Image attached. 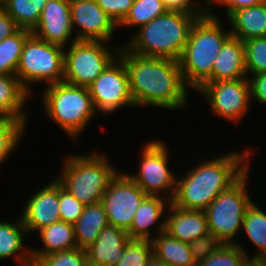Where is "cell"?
<instances>
[{"instance_id": "cell-1", "label": "cell", "mask_w": 266, "mask_h": 266, "mask_svg": "<svg viewBox=\"0 0 266 266\" xmlns=\"http://www.w3.org/2000/svg\"><path fill=\"white\" fill-rule=\"evenodd\" d=\"M118 56L124 61L135 107L155 106L173 111L186 108L189 87L183 80L179 61L133 54L122 45Z\"/></svg>"}, {"instance_id": "cell-2", "label": "cell", "mask_w": 266, "mask_h": 266, "mask_svg": "<svg viewBox=\"0 0 266 266\" xmlns=\"http://www.w3.org/2000/svg\"><path fill=\"white\" fill-rule=\"evenodd\" d=\"M250 155V149L242 153L230 151L196 164L183 177L176 176V191L171 203L182 209L204 211L249 168Z\"/></svg>"}, {"instance_id": "cell-3", "label": "cell", "mask_w": 266, "mask_h": 266, "mask_svg": "<svg viewBox=\"0 0 266 266\" xmlns=\"http://www.w3.org/2000/svg\"><path fill=\"white\" fill-rule=\"evenodd\" d=\"M204 14L167 10L141 26L123 46L131 53L146 57H162L179 61L190 29Z\"/></svg>"}, {"instance_id": "cell-4", "label": "cell", "mask_w": 266, "mask_h": 266, "mask_svg": "<svg viewBox=\"0 0 266 266\" xmlns=\"http://www.w3.org/2000/svg\"><path fill=\"white\" fill-rule=\"evenodd\" d=\"M216 14L206 13L193 23L186 46L179 60L183 80L197 89L212 73L214 61L224 42L231 36Z\"/></svg>"}, {"instance_id": "cell-5", "label": "cell", "mask_w": 266, "mask_h": 266, "mask_svg": "<svg viewBox=\"0 0 266 266\" xmlns=\"http://www.w3.org/2000/svg\"><path fill=\"white\" fill-rule=\"evenodd\" d=\"M56 180L82 204L99 203L111 180L119 172L104 153L68 155Z\"/></svg>"}, {"instance_id": "cell-6", "label": "cell", "mask_w": 266, "mask_h": 266, "mask_svg": "<svg viewBox=\"0 0 266 266\" xmlns=\"http://www.w3.org/2000/svg\"><path fill=\"white\" fill-rule=\"evenodd\" d=\"M42 102L49 117L71 139H78L97 114L86 87L65 82L46 85Z\"/></svg>"}, {"instance_id": "cell-7", "label": "cell", "mask_w": 266, "mask_h": 266, "mask_svg": "<svg viewBox=\"0 0 266 266\" xmlns=\"http://www.w3.org/2000/svg\"><path fill=\"white\" fill-rule=\"evenodd\" d=\"M249 169L250 167L204 210L209 232L222 244L237 243L233 237L242 229L246 211L253 203L246 189Z\"/></svg>"}, {"instance_id": "cell-8", "label": "cell", "mask_w": 266, "mask_h": 266, "mask_svg": "<svg viewBox=\"0 0 266 266\" xmlns=\"http://www.w3.org/2000/svg\"><path fill=\"white\" fill-rule=\"evenodd\" d=\"M64 47L48 43L31 34L25 41L16 76L32 94L30 84L63 82Z\"/></svg>"}, {"instance_id": "cell-9", "label": "cell", "mask_w": 266, "mask_h": 266, "mask_svg": "<svg viewBox=\"0 0 266 266\" xmlns=\"http://www.w3.org/2000/svg\"><path fill=\"white\" fill-rule=\"evenodd\" d=\"M77 40L64 50L63 82L88 88L92 82L119 55L116 50L107 48L108 42ZM116 53V54H115Z\"/></svg>"}, {"instance_id": "cell-10", "label": "cell", "mask_w": 266, "mask_h": 266, "mask_svg": "<svg viewBox=\"0 0 266 266\" xmlns=\"http://www.w3.org/2000/svg\"><path fill=\"white\" fill-rule=\"evenodd\" d=\"M167 144L154 140L143 145L137 174L127 175L149 196H160L172 202L176 191V174L168 167ZM163 191V192H162ZM165 192V193H164Z\"/></svg>"}, {"instance_id": "cell-11", "label": "cell", "mask_w": 266, "mask_h": 266, "mask_svg": "<svg viewBox=\"0 0 266 266\" xmlns=\"http://www.w3.org/2000/svg\"><path fill=\"white\" fill-rule=\"evenodd\" d=\"M210 103L212 114L240 124L250 109L251 86L248 78L203 82L197 89Z\"/></svg>"}, {"instance_id": "cell-12", "label": "cell", "mask_w": 266, "mask_h": 266, "mask_svg": "<svg viewBox=\"0 0 266 266\" xmlns=\"http://www.w3.org/2000/svg\"><path fill=\"white\" fill-rule=\"evenodd\" d=\"M96 112L112 114L128 106L134 108L124 61L117 56L88 87Z\"/></svg>"}, {"instance_id": "cell-13", "label": "cell", "mask_w": 266, "mask_h": 266, "mask_svg": "<svg viewBox=\"0 0 266 266\" xmlns=\"http://www.w3.org/2000/svg\"><path fill=\"white\" fill-rule=\"evenodd\" d=\"M146 196L127 173L118 172L100 201L107 214L109 225L128 231L136 210Z\"/></svg>"}, {"instance_id": "cell-14", "label": "cell", "mask_w": 266, "mask_h": 266, "mask_svg": "<svg viewBox=\"0 0 266 266\" xmlns=\"http://www.w3.org/2000/svg\"><path fill=\"white\" fill-rule=\"evenodd\" d=\"M74 40L109 42L119 28L95 0H69Z\"/></svg>"}, {"instance_id": "cell-15", "label": "cell", "mask_w": 266, "mask_h": 266, "mask_svg": "<svg viewBox=\"0 0 266 266\" xmlns=\"http://www.w3.org/2000/svg\"><path fill=\"white\" fill-rule=\"evenodd\" d=\"M73 31L69 0H48L32 34L66 49V46L70 45L69 42L77 41L72 40Z\"/></svg>"}, {"instance_id": "cell-16", "label": "cell", "mask_w": 266, "mask_h": 266, "mask_svg": "<svg viewBox=\"0 0 266 266\" xmlns=\"http://www.w3.org/2000/svg\"><path fill=\"white\" fill-rule=\"evenodd\" d=\"M22 208L21 219L27 234L61 221L59 212V182L54 178L36 191Z\"/></svg>"}, {"instance_id": "cell-17", "label": "cell", "mask_w": 266, "mask_h": 266, "mask_svg": "<svg viewBox=\"0 0 266 266\" xmlns=\"http://www.w3.org/2000/svg\"><path fill=\"white\" fill-rule=\"evenodd\" d=\"M166 212L165 231L182 242L191 241L209 234L206 214L202 210H187L169 204Z\"/></svg>"}, {"instance_id": "cell-18", "label": "cell", "mask_w": 266, "mask_h": 266, "mask_svg": "<svg viewBox=\"0 0 266 266\" xmlns=\"http://www.w3.org/2000/svg\"><path fill=\"white\" fill-rule=\"evenodd\" d=\"M243 41L230 36L218 53L211 75L204 82L247 78Z\"/></svg>"}, {"instance_id": "cell-19", "label": "cell", "mask_w": 266, "mask_h": 266, "mask_svg": "<svg viewBox=\"0 0 266 266\" xmlns=\"http://www.w3.org/2000/svg\"><path fill=\"white\" fill-rule=\"evenodd\" d=\"M128 238L127 231L107 225L101 230L96 241L85 249L88 263L115 266L125 249Z\"/></svg>"}, {"instance_id": "cell-20", "label": "cell", "mask_w": 266, "mask_h": 266, "mask_svg": "<svg viewBox=\"0 0 266 266\" xmlns=\"http://www.w3.org/2000/svg\"><path fill=\"white\" fill-rule=\"evenodd\" d=\"M170 203L164 197L147 195L136 210L132 225L127 231L128 236L130 238H147L152 240L154 236L151 233V226L153 225H157L155 227L156 229L158 228L156 234L165 231V219L163 218L166 216L165 212L167 211L165 210L168 209L167 207Z\"/></svg>"}, {"instance_id": "cell-21", "label": "cell", "mask_w": 266, "mask_h": 266, "mask_svg": "<svg viewBox=\"0 0 266 266\" xmlns=\"http://www.w3.org/2000/svg\"><path fill=\"white\" fill-rule=\"evenodd\" d=\"M30 95L16 75L0 74V114L3 117L21 121L26 125L29 115L24 107Z\"/></svg>"}, {"instance_id": "cell-22", "label": "cell", "mask_w": 266, "mask_h": 266, "mask_svg": "<svg viewBox=\"0 0 266 266\" xmlns=\"http://www.w3.org/2000/svg\"><path fill=\"white\" fill-rule=\"evenodd\" d=\"M228 18L231 35L241 41L266 36V2L238 9Z\"/></svg>"}, {"instance_id": "cell-23", "label": "cell", "mask_w": 266, "mask_h": 266, "mask_svg": "<svg viewBox=\"0 0 266 266\" xmlns=\"http://www.w3.org/2000/svg\"><path fill=\"white\" fill-rule=\"evenodd\" d=\"M16 220L13 224L0 220V261L12 256L19 266H32L31 250L23 244L26 228L21 216Z\"/></svg>"}, {"instance_id": "cell-24", "label": "cell", "mask_w": 266, "mask_h": 266, "mask_svg": "<svg viewBox=\"0 0 266 266\" xmlns=\"http://www.w3.org/2000/svg\"><path fill=\"white\" fill-rule=\"evenodd\" d=\"M38 234L44 247L30 249L31 257H42L77 248L73 224L59 221L39 230Z\"/></svg>"}, {"instance_id": "cell-25", "label": "cell", "mask_w": 266, "mask_h": 266, "mask_svg": "<svg viewBox=\"0 0 266 266\" xmlns=\"http://www.w3.org/2000/svg\"><path fill=\"white\" fill-rule=\"evenodd\" d=\"M107 225H109L108 217L101 202L86 205L82 215L74 224L77 247L81 249L89 247Z\"/></svg>"}, {"instance_id": "cell-26", "label": "cell", "mask_w": 266, "mask_h": 266, "mask_svg": "<svg viewBox=\"0 0 266 266\" xmlns=\"http://www.w3.org/2000/svg\"><path fill=\"white\" fill-rule=\"evenodd\" d=\"M153 256L168 266H197L191 256L189 243L172 237L166 231L154 235Z\"/></svg>"}, {"instance_id": "cell-27", "label": "cell", "mask_w": 266, "mask_h": 266, "mask_svg": "<svg viewBox=\"0 0 266 266\" xmlns=\"http://www.w3.org/2000/svg\"><path fill=\"white\" fill-rule=\"evenodd\" d=\"M48 0H6L2 8L20 29L33 31Z\"/></svg>"}, {"instance_id": "cell-28", "label": "cell", "mask_w": 266, "mask_h": 266, "mask_svg": "<svg viewBox=\"0 0 266 266\" xmlns=\"http://www.w3.org/2000/svg\"><path fill=\"white\" fill-rule=\"evenodd\" d=\"M242 229L257 247L258 251L252 256L266 258V213L254 202L246 211Z\"/></svg>"}, {"instance_id": "cell-29", "label": "cell", "mask_w": 266, "mask_h": 266, "mask_svg": "<svg viewBox=\"0 0 266 266\" xmlns=\"http://www.w3.org/2000/svg\"><path fill=\"white\" fill-rule=\"evenodd\" d=\"M31 34L30 30L19 29L0 42V74L16 75L24 43Z\"/></svg>"}, {"instance_id": "cell-30", "label": "cell", "mask_w": 266, "mask_h": 266, "mask_svg": "<svg viewBox=\"0 0 266 266\" xmlns=\"http://www.w3.org/2000/svg\"><path fill=\"white\" fill-rule=\"evenodd\" d=\"M166 11L163 0H134L128 15L118 27L140 28Z\"/></svg>"}, {"instance_id": "cell-31", "label": "cell", "mask_w": 266, "mask_h": 266, "mask_svg": "<svg viewBox=\"0 0 266 266\" xmlns=\"http://www.w3.org/2000/svg\"><path fill=\"white\" fill-rule=\"evenodd\" d=\"M25 128L26 125L21 121L9 117L0 119V165L17 149Z\"/></svg>"}, {"instance_id": "cell-32", "label": "cell", "mask_w": 266, "mask_h": 266, "mask_svg": "<svg viewBox=\"0 0 266 266\" xmlns=\"http://www.w3.org/2000/svg\"><path fill=\"white\" fill-rule=\"evenodd\" d=\"M152 256L151 239L129 237L125 249L115 266H147Z\"/></svg>"}, {"instance_id": "cell-33", "label": "cell", "mask_w": 266, "mask_h": 266, "mask_svg": "<svg viewBox=\"0 0 266 266\" xmlns=\"http://www.w3.org/2000/svg\"><path fill=\"white\" fill-rule=\"evenodd\" d=\"M247 75L266 73V36L243 41Z\"/></svg>"}, {"instance_id": "cell-34", "label": "cell", "mask_w": 266, "mask_h": 266, "mask_svg": "<svg viewBox=\"0 0 266 266\" xmlns=\"http://www.w3.org/2000/svg\"><path fill=\"white\" fill-rule=\"evenodd\" d=\"M243 245L222 244L214 253L201 261L197 266H240L241 262L249 256L242 248Z\"/></svg>"}, {"instance_id": "cell-35", "label": "cell", "mask_w": 266, "mask_h": 266, "mask_svg": "<svg viewBox=\"0 0 266 266\" xmlns=\"http://www.w3.org/2000/svg\"><path fill=\"white\" fill-rule=\"evenodd\" d=\"M31 258L32 266H85L88 262L86 250L78 247L68 251Z\"/></svg>"}, {"instance_id": "cell-36", "label": "cell", "mask_w": 266, "mask_h": 266, "mask_svg": "<svg viewBox=\"0 0 266 266\" xmlns=\"http://www.w3.org/2000/svg\"><path fill=\"white\" fill-rule=\"evenodd\" d=\"M85 205L65 190L59 183V212L63 222L75 224L82 215Z\"/></svg>"}, {"instance_id": "cell-37", "label": "cell", "mask_w": 266, "mask_h": 266, "mask_svg": "<svg viewBox=\"0 0 266 266\" xmlns=\"http://www.w3.org/2000/svg\"><path fill=\"white\" fill-rule=\"evenodd\" d=\"M222 243L211 233L189 243L191 256L196 265L214 253Z\"/></svg>"}, {"instance_id": "cell-38", "label": "cell", "mask_w": 266, "mask_h": 266, "mask_svg": "<svg viewBox=\"0 0 266 266\" xmlns=\"http://www.w3.org/2000/svg\"><path fill=\"white\" fill-rule=\"evenodd\" d=\"M107 15L119 26L128 15L134 0H95Z\"/></svg>"}, {"instance_id": "cell-39", "label": "cell", "mask_w": 266, "mask_h": 266, "mask_svg": "<svg viewBox=\"0 0 266 266\" xmlns=\"http://www.w3.org/2000/svg\"><path fill=\"white\" fill-rule=\"evenodd\" d=\"M163 3L166 9L170 11H181L191 14L206 13V5L197 4L199 2L194 0H163Z\"/></svg>"}, {"instance_id": "cell-40", "label": "cell", "mask_w": 266, "mask_h": 266, "mask_svg": "<svg viewBox=\"0 0 266 266\" xmlns=\"http://www.w3.org/2000/svg\"><path fill=\"white\" fill-rule=\"evenodd\" d=\"M205 2V3H204ZM265 2V0H205L203 3L206 5V9L216 4L223 5L226 9V14L229 16L232 12L250 6L259 5Z\"/></svg>"}, {"instance_id": "cell-41", "label": "cell", "mask_w": 266, "mask_h": 266, "mask_svg": "<svg viewBox=\"0 0 266 266\" xmlns=\"http://www.w3.org/2000/svg\"><path fill=\"white\" fill-rule=\"evenodd\" d=\"M251 86V99L266 105V73L249 75Z\"/></svg>"}, {"instance_id": "cell-42", "label": "cell", "mask_w": 266, "mask_h": 266, "mask_svg": "<svg viewBox=\"0 0 266 266\" xmlns=\"http://www.w3.org/2000/svg\"><path fill=\"white\" fill-rule=\"evenodd\" d=\"M19 29L16 22L0 7V42L16 33Z\"/></svg>"}, {"instance_id": "cell-43", "label": "cell", "mask_w": 266, "mask_h": 266, "mask_svg": "<svg viewBox=\"0 0 266 266\" xmlns=\"http://www.w3.org/2000/svg\"><path fill=\"white\" fill-rule=\"evenodd\" d=\"M240 266H266V258L247 256Z\"/></svg>"}, {"instance_id": "cell-44", "label": "cell", "mask_w": 266, "mask_h": 266, "mask_svg": "<svg viewBox=\"0 0 266 266\" xmlns=\"http://www.w3.org/2000/svg\"><path fill=\"white\" fill-rule=\"evenodd\" d=\"M147 266H168V265L162 262L161 260L156 259L154 256H152V258L147 263Z\"/></svg>"}, {"instance_id": "cell-45", "label": "cell", "mask_w": 266, "mask_h": 266, "mask_svg": "<svg viewBox=\"0 0 266 266\" xmlns=\"http://www.w3.org/2000/svg\"><path fill=\"white\" fill-rule=\"evenodd\" d=\"M6 0H0V7H2L5 4Z\"/></svg>"}, {"instance_id": "cell-46", "label": "cell", "mask_w": 266, "mask_h": 266, "mask_svg": "<svg viewBox=\"0 0 266 266\" xmlns=\"http://www.w3.org/2000/svg\"><path fill=\"white\" fill-rule=\"evenodd\" d=\"M85 266H98V265H93L87 262V264Z\"/></svg>"}]
</instances>
